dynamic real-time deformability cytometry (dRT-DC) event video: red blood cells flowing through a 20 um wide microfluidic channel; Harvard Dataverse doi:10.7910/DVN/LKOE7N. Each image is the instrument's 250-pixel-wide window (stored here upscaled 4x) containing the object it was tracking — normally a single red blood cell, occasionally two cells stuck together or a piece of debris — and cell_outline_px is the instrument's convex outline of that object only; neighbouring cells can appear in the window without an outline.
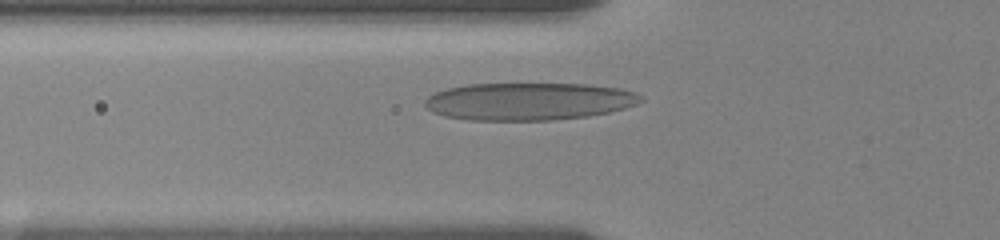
{"species": "human", "species_latin": "Homo sapiens", "temperature_condition": "room temperature", "stored_images_in_passage": 27, "camera_frame_rate_fps": 3000, "um_per_image_px": 0.085, "donor": {"sex": "female"}, "frame": {"image": 1, "passage_image": 6, "time_ms": 3.333, "image_size_px": [1000, 240], "cell_outline_px": [[644, 100], [636, 104], [624, 108], [608, 112], [588, 116], [552, 120], [468, 120], [444, 116], [432, 112], [424, 104], [424, 100], [428, 96], [436, 92], [448, 88], [468, 84], [588, 84], [620, 88], [636, 92]], "centroid_in_image_um": [44.94, 8.62], "position_along_channel_um": 80.9, "area_um2": 47.22}}
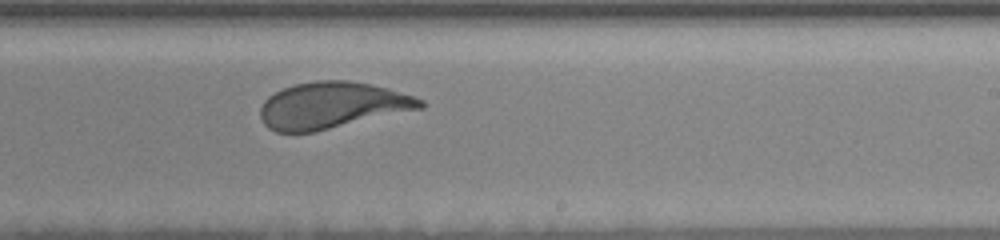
{"frame": {"image": 2, "passage_image": 17, "time_ms": 8.333, "image_size_px": [1000, 240], "cell_outline_px": [[424, 108], [316, 132], [276, 132], [268, 128], [264, 124], [260, 116], [260, 108], [264, 100], [268, 96], [284, 88], [296, 84], [316, 80], [348, 80], [372, 84], [388, 88], [424, 100]], "centroid_in_image_um": [28.23, 8.96], "position_along_channel_um": 260.8, "area_um2": 43.52}}
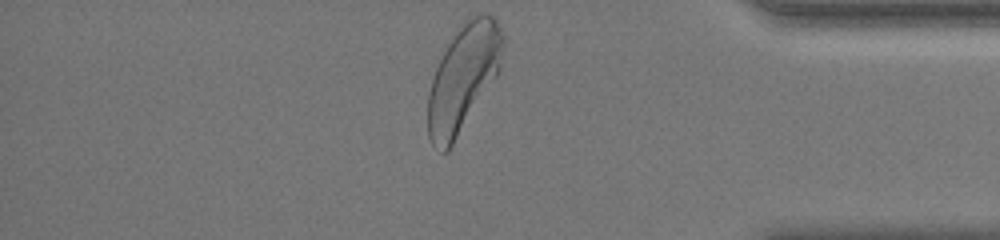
{"frame": {"image": 3, "passage_image": 27, "time_ms": 12.667, "image_size_px": [1000, 240], "cell_outline_px": [[504, 48], [500, 72], [448, 152], [440, 152], [432, 144], [428, 136], [428, 92], [436, 68], [448, 44], [456, 32], [468, 16], [480, 12], [484, 12], [492, 16], [496, 20], [504, 36]], "centroid_in_image_um": [39.41, 6.62], "position_along_channel_um": 395.8, "area_um2": 46.93}, "authors_computed_cell_mechanics": {"area_um2": 44.1592, "velocity_mm_per_s": 3.5933, "shape_relaxation_time_tau1_ms": 3.1408, "shape_relaxation_time_tau2_ms": null, "deformation_change_tau1": 0.1768, "deformation_change_tau2": null}}